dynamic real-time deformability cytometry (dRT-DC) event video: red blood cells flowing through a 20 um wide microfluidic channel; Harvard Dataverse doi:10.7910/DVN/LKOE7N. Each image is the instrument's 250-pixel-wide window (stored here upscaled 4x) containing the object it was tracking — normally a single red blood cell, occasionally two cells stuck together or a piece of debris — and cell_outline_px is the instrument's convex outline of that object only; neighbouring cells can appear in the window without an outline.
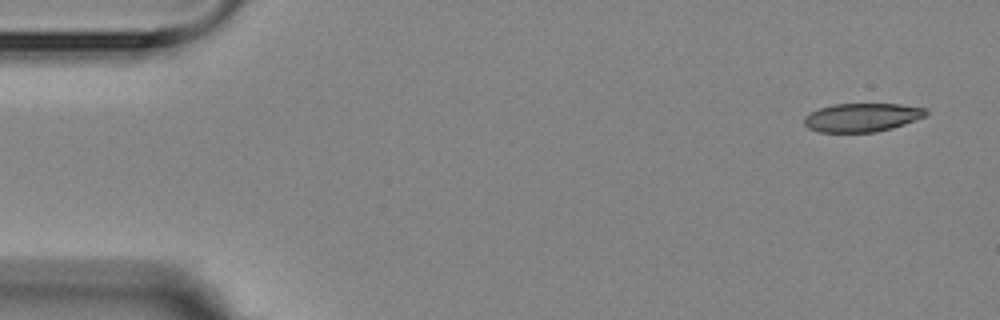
{"species": "Egyptian fruit bat (a non-hibernating species)", "species_latin": "Rousettus aegyptiacus", "temperature_condition": "room temperature", "stored_images_in_passage": 13, "camera_frame_rate_fps": 3000, "um_per_image_px": 0.085, "animal": {"sex": "female"}, "frame": {"image": 1, "passage_image": 1, "time_ms": 0.0, "image_size_px": [1000, 320], "cell_outline_px": [[928, 116], [892, 128], [876, 132], [820, 132], [808, 128], [804, 124], [804, 116], [820, 108], [832, 104], [900, 104], [924, 108], [928, 112]], "centroid_in_image_um": [73.28, 9.98], "position_along_channel_um": 11.7, "area_um2": 20.29}}
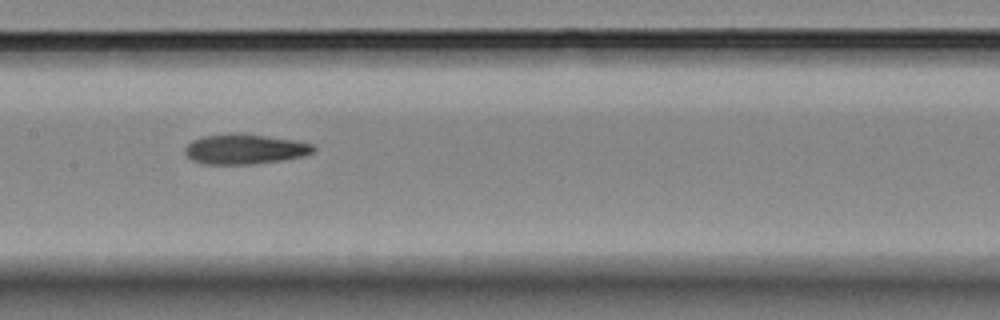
{"frame": {"image": 2, "passage_image": 8, "time_ms": 8.0, "image_size_px": [1000, 320], "cell_outline_px": [[316, 148], [312, 152], [304, 156], [284, 160], [252, 164], [208, 164], [192, 160], [184, 152], [184, 148], [192, 140], [204, 136], [232, 132], [236, 132], [296, 140], [312, 144]], "centroid_in_image_um": [20.81, 12.66], "position_along_channel_um": 186.6, "area_um2": 22.6}}
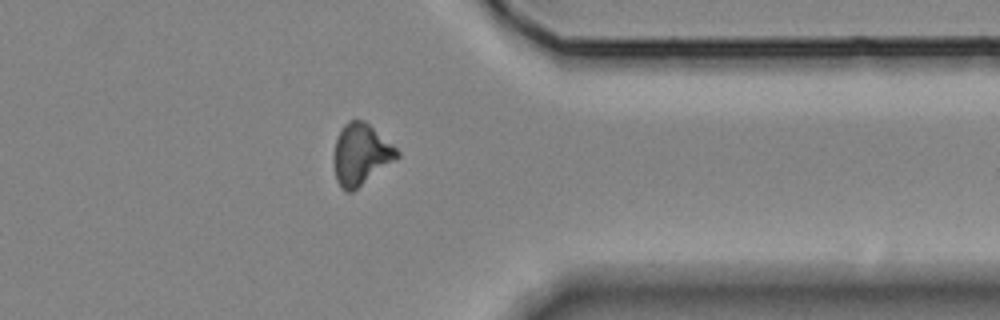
{"frame": {"image": 3, "passage_image": 13, "time_ms": 13.667, "image_size_px": [1000, 320], "cell_outline_px": [[400, 156], [396, 160], [352, 192], [344, 192], [340, 188], [336, 180], [332, 160], [332, 156], [336, 140], [344, 124], [348, 120], [364, 120], [392, 144], [400, 152]], "centroid_in_image_um": [30.65, 13.15], "position_along_channel_um": 380.8, "area_um2": 22.77}, "authors_computed_cell_mechanics": {"area_um2": 22.5998, "velocity_mm_per_s": 3.5888, "shape_relaxation_time_tau1_ms": 5.9692, "shape_relaxation_time_tau2_ms": 6.8768, "deformation_change_tau1": 0.1387, "deformation_change_tau2": 0.1381}}